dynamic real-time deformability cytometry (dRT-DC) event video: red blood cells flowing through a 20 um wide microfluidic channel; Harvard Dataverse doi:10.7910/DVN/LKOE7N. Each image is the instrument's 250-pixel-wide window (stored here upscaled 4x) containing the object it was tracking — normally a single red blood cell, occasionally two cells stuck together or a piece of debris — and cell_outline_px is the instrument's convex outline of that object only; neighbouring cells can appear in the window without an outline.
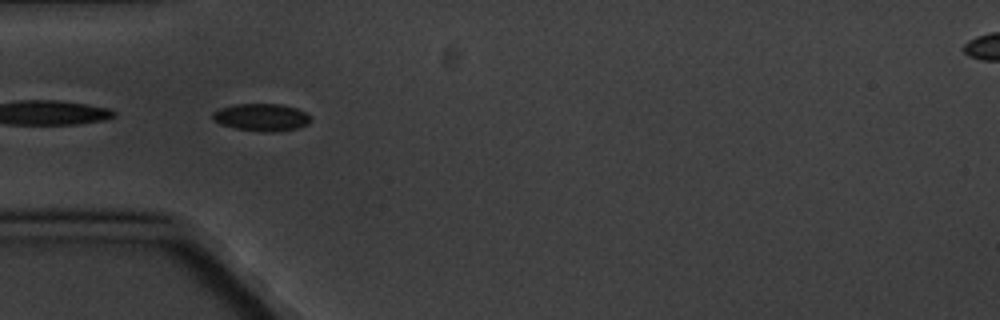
{"species": "common noctule bat (a hibernating species)", "species_latin": "Nyctalus noctula", "temperature_condition": "cold", "stored_images_in_passage": 8, "segment_of_instrument_passage": [2, 2], "camera_frame_rate_fps": 3000, "um_per_image_px": 0.085, "animal": {"sex": "male", "body_mass_g": 20.1, "forearm_length_mm": 53.5}, "frame": {"image": 1, "passage_image": 6, "time_ms": 5.667, "image_size_px": [1000, 320], "cell_outline_px": [[312, 120], [308, 124], [300, 128], [272, 132], [264, 132], [236, 128], [220, 124], [212, 120], [212, 112], [220, 108], [236, 104], [280, 104], [296, 108], [312, 116]], "centroid_in_image_um": [22.24, 9.97], "position_along_channel_um": 62.8, "area_um2": 15.78}}